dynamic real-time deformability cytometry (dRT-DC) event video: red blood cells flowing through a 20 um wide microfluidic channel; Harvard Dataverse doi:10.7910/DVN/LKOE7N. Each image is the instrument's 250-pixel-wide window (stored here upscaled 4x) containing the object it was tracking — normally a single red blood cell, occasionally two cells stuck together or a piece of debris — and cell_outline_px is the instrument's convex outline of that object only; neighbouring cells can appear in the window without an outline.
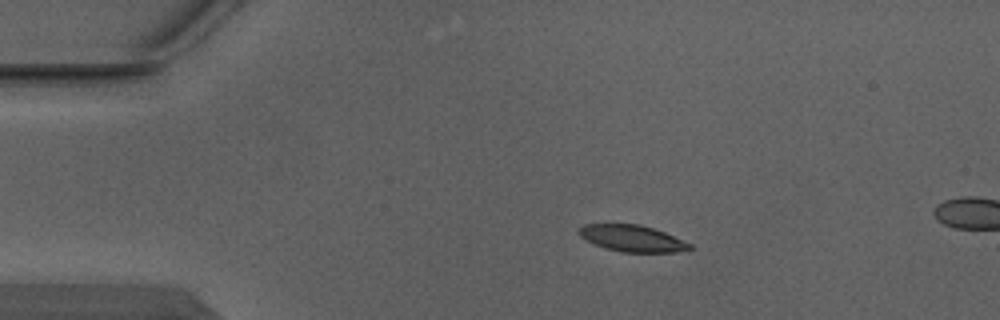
{"species": "Egyptian fruit bat (a non-hibernating species)", "species_latin": "Rousettus aegyptiacus", "temperature_condition": "warm", "stored_images_in_passage": 3, "camera_frame_rate_fps": 3000, "um_per_image_px": 0.085, "animal": {"sex": "male"}, "frame": {"image": 1, "passage_image": 1, "time_ms": 0.0, "image_size_px": [1000, 320], "cell_outline_px": [[692, 248], [676, 252], [620, 252], [596, 244], [580, 236], [576, 232], [584, 224], [640, 224], [664, 232], [692, 244]], "centroid_in_image_um": [53.74, 20.25], "position_along_channel_um": 31.3, "area_um2": 16.88}}